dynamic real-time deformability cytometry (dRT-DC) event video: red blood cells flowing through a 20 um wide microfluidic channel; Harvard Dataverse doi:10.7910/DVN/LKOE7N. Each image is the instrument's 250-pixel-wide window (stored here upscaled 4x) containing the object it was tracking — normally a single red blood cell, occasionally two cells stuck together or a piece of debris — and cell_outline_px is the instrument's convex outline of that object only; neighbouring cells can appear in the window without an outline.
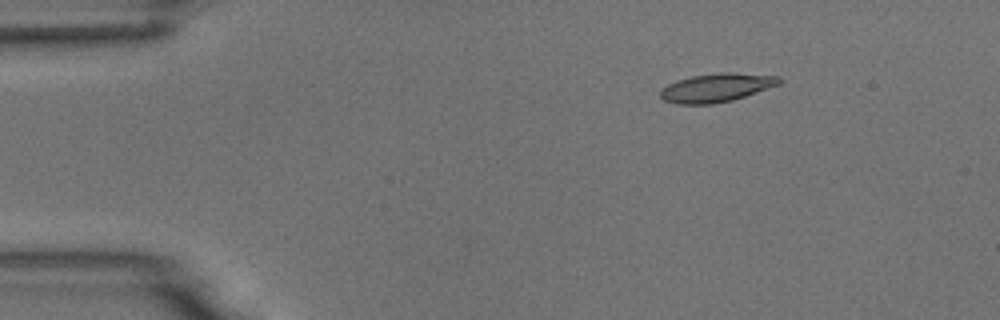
{"species": "common noctule bat (a hibernating species)", "species_latin": "Nyctalus noctula", "temperature_condition": "room temperature", "stored_images_in_passage": 5, "camera_frame_rate_fps": 3000, "um_per_image_px": 0.085, "animal": {"sex": "male", "body_mass_g": 18.8}, "frame": {"image": 1, "passage_image": 3, "time_ms": 2.333, "image_size_px": [1000, 320], "cell_outline_px": [[784, 80], [780, 84], [732, 100], [712, 104], [676, 104], [664, 100], [660, 96], [660, 88], [676, 80], [692, 76], [720, 72], [732, 72], [780, 76]], "centroid_in_image_um": [60.89, 7.44], "position_along_channel_um": 24.1, "area_um2": 19.88}}